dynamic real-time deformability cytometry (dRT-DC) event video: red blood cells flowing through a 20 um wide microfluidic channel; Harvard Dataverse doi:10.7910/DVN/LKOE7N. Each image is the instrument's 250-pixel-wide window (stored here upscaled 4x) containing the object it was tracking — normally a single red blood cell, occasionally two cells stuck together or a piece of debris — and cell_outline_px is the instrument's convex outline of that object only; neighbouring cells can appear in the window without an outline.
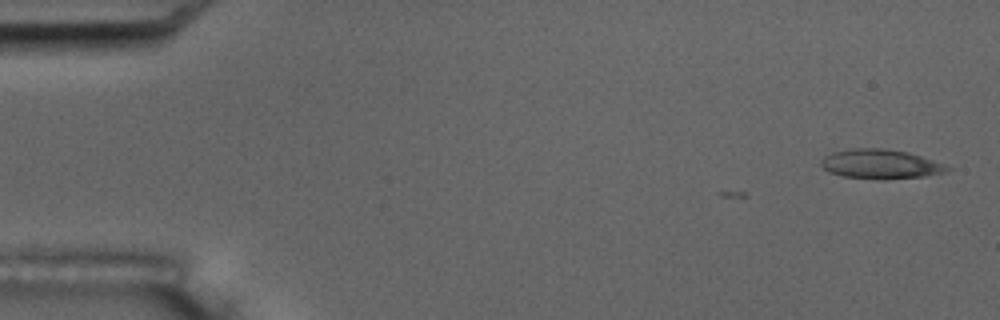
{"species": "common noctule bat (a hibernating species)", "species_latin": "Nyctalus noctula", "temperature_condition": "room temperature", "stored_images_in_passage": 4, "camera_frame_rate_fps": 3000, "um_per_image_px": 0.085, "animal": {"sex": "male", "body_mass_g": 17.5, "forearm_length_mm": 52.3}, "frame": {"image": 1, "passage_image": 1, "time_ms": 0.0, "image_size_px": [1000, 320], "cell_outline_px": [[952, 168], [948, 172], [924, 176], [884, 180], [844, 176], [828, 172], [820, 164], [820, 160], [824, 156], [832, 152], [852, 148], [884, 148], [908, 152], [944, 164]], "centroid_in_image_um": [74.83, 13.95], "position_along_channel_um": 10.2, "area_um2": 21.73}}